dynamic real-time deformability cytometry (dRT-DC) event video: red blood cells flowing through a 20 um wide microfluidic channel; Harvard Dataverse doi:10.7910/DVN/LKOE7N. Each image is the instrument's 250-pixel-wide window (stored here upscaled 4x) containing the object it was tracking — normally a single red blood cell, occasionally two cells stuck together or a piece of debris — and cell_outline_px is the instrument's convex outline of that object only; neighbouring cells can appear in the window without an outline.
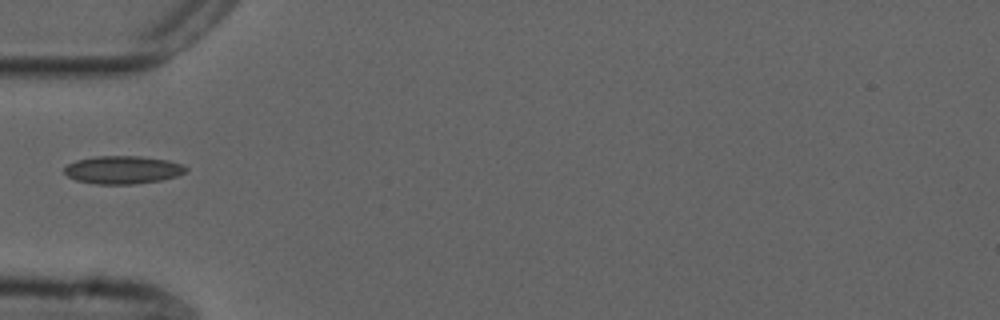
{"species": "common noctule bat (a hibernating species)", "species_latin": "Nyctalus noctula", "temperature_condition": "cold", "stored_images_in_passage": 14, "camera_frame_rate_fps": 3000, "um_per_image_px": 0.085, "animal": {"sex": "male", "forearm_length_mm": 52.5}, "frame": {"image": 1, "passage_image": 1, "time_ms": 0.0, "image_size_px": [1000, 320], "cell_outline_px": [[188, 168], [184, 172], [176, 176], [160, 180], [132, 184], [96, 184], [76, 180], [68, 176], [64, 172], [64, 168], [68, 164], [76, 160], [96, 156], [140, 156], [168, 160], [184, 164]], "centroid_in_image_um": [10.44, 14.43], "position_along_channel_um": 74.6, "area_um2": 19.77}}
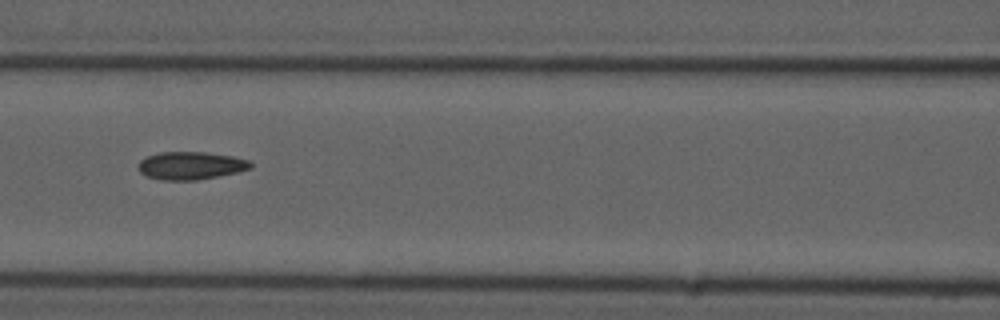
{"frame": {"image": 2, "passage_image": 7, "time_ms": 2.0, "image_size_px": [1000, 320], "cell_outline_px": [[252, 168], [236, 172], [196, 180], [160, 180], [148, 176], [140, 172], [140, 160], [148, 156], [160, 152], [204, 152], [232, 156], [248, 160], [252, 164]], "centroid_in_image_um": [16.22, 14.07], "position_along_channel_um": 150.4, "area_um2": 17.92}}
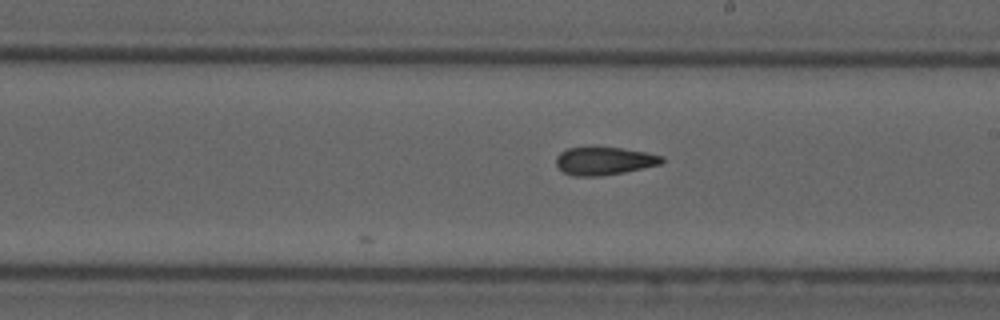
{"frame": {"image": 3, "passage_image": 14, "time_ms": 4.333, "image_size_px": [1000, 320], "cell_outline_px": [[664, 160], [660, 164], [624, 172], [600, 176], [576, 176], [564, 172], [556, 164], [556, 156], [560, 152], [568, 148], [592, 144], [648, 152], [664, 156]], "centroid_in_image_um": [51.34, 13.63], "position_along_channel_um": 237.7, "area_um2": 17.74}}